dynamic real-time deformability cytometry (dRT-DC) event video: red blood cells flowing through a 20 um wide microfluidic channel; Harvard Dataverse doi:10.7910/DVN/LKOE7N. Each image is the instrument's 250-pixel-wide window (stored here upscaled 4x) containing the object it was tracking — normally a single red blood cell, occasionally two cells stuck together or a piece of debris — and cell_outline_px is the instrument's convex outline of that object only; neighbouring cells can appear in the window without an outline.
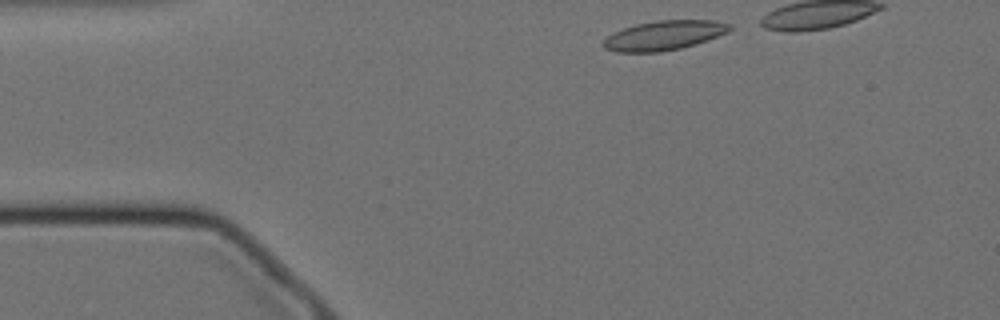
{"species": "Egyptian fruit bat (a non-hibernating species)", "species_latin": "Rousettus aegyptiacus", "temperature_condition": "cold", "stored_images_in_passage": 38, "camera_frame_rate_fps": 3000, "um_per_image_px": 0.085, "animal": {"sex": "female"}, "frame": {"image": 1, "passage_image": 2, "time_ms": 0.333, "image_size_px": [1000, 320], "cell_outline_px": [[732, 28], [728, 32], [708, 40], [696, 44], [680, 48], [660, 52], [616, 52], [604, 48], [604, 40], [608, 36], [624, 28], [636, 24], [656, 20], [712, 20], [732, 24]], "centroid_in_image_um": [56.48, 3.0], "position_along_channel_um": 28.5, "area_um2": 21.62}}
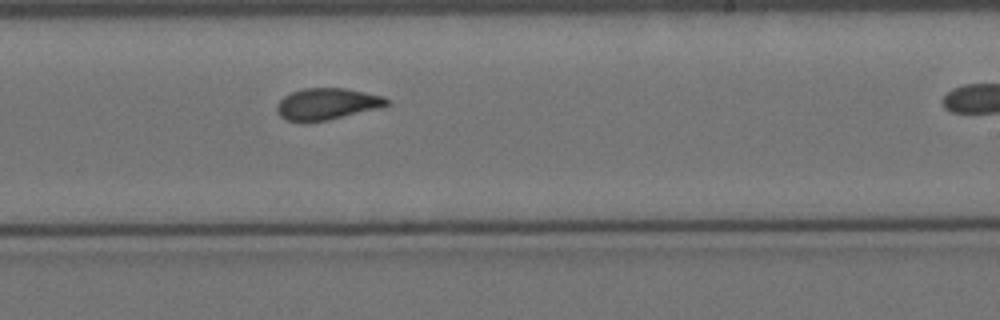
{"frame": {"image": 2, "passage_image": 26, "time_ms": 8.333, "image_size_px": [1000, 320], "cell_outline_px": [[392, 104], [380, 108], [328, 120], [304, 124], [284, 120], [276, 112], [276, 104], [284, 96], [292, 92], [304, 88], [344, 88], [384, 96], [392, 100]], "centroid_in_image_um": [27.79, 8.86], "position_along_channel_um": 261.2, "area_um2": 20.81}}
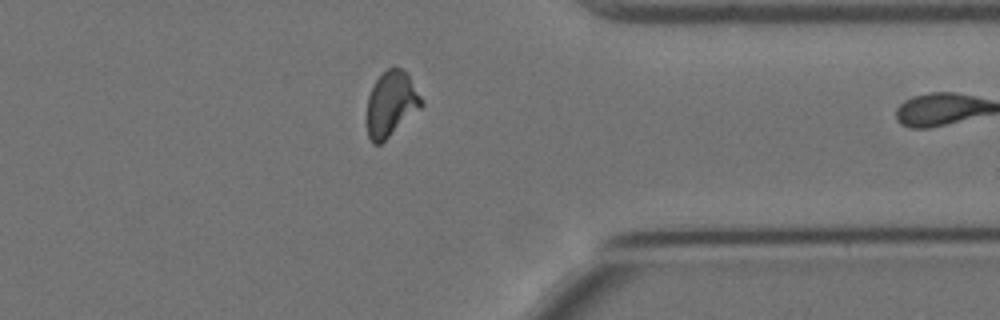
{"frame": {"image": 3, "passage_image": 37, "time_ms": 12.0, "image_size_px": [1000, 320], "cell_outline_px": [[424, 104], [420, 108], [380, 144], [372, 144], [368, 136], [368, 96], [376, 80], [392, 64], [408, 72]], "centroid_in_image_um": [33.26, 8.79], "position_along_channel_um": 378.1, "area_um2": 20.4}}